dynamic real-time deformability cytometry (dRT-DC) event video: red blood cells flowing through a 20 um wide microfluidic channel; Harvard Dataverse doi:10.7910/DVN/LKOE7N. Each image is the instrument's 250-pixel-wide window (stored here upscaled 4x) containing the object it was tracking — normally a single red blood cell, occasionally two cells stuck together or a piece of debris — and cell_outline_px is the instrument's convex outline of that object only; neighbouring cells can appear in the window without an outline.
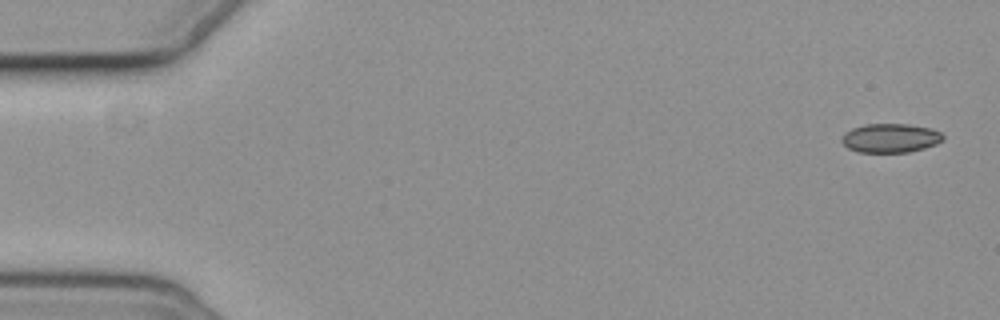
{"species": "common noctule bat (a hibernating species)", "species_latin": "Nyctalus noctula", "temperature_condition": "cold", "stored_images_in_passage": 5, "camera_frame_rate_fps": 3000, "um_per_image_px": 0.085, "animal": {"sex": "female", "body_mass_g": 19.3, "forearm_length_mm": 54.1}, "frame": {"image": 1, "passage_image": 1, "time_ms": 0.0, "image_size_px": [1000, 320], "cell_outline_px": [[944, 140], [936, 144], [924, 148], [908, 152], [856, 152], [848, 148], [840, 140], [844, 132], [852, 128], [864, 124], [908, 124], [932, 128], [940, 132], [944, 136]], "centroid_in_image_um": [75.68, 11.73], "position_along_channel_um": 9.3, "area_um2": 17.28}}
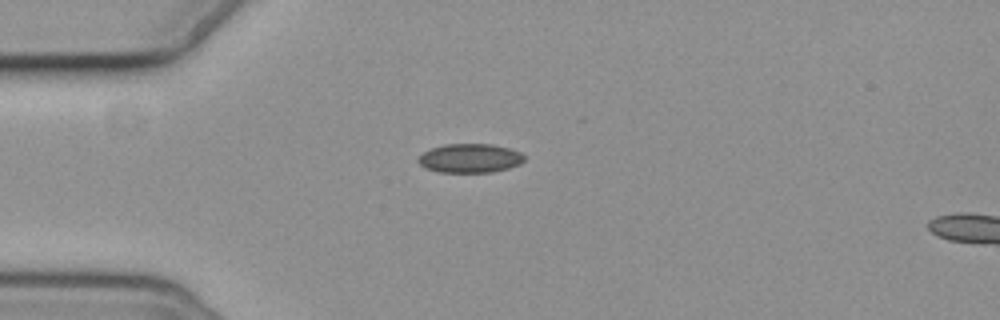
{"frame": {"image": 2, "passage_image": 4, "time_ms": 4.333, "image_size_px": [1000, 320], "cell_outline_px": [[524, 160], [520, 164], [508, 168], [492, 172], [440, 172], [424, 168], [416, 160], [424, 152], [432, 148], [444, 144], [492, 144], [508, 148], [520, 152], [524, 156]], "centroid_in_image_um": [39.93, 13.45], "position_along_channel_um": 45.1, "area_um2": 17.86}}